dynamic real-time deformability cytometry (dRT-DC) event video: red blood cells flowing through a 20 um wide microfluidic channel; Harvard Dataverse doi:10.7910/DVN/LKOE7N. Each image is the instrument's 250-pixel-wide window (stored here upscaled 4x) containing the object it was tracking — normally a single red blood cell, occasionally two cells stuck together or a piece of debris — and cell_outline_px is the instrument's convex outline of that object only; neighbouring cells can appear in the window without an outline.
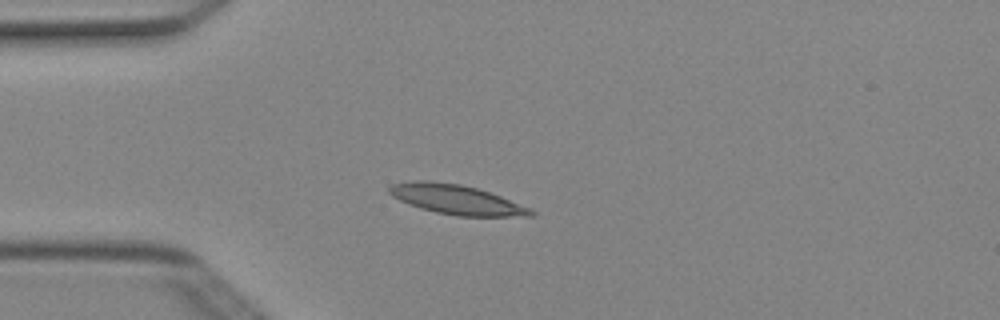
{"species": "Egyptian fruit bat (a non-hibernating species)", "species_latin": "Rousettus aegyptiacus", "temperature_condition": "cold", "stored_images_in_passage": 2, "camera_frame_rate_fps": 3000, "um_per_image_px": 0.085, "animal": {"sex": "female"}, "frame": {"image": 1, "passage_image": 2, "time_ms": 0.333, "image_size_px": [1000, 320], "cell_outline_px": [[536, 216], [456, 216], [436, 212], [420, 208], [408, 204], [392, 196], [388, 192], [388, 188], [392, 184], [412, 180], [428, 180], [460, 184], [476, 188], [500, 196], [532, 208], [536, 212]], "centroid_in_image_um": [38.8, 16.96], "position_along_channel_um": 46.2, "area_um2": 24.51}}